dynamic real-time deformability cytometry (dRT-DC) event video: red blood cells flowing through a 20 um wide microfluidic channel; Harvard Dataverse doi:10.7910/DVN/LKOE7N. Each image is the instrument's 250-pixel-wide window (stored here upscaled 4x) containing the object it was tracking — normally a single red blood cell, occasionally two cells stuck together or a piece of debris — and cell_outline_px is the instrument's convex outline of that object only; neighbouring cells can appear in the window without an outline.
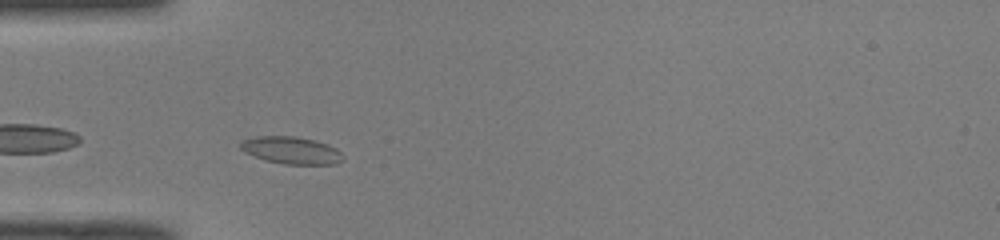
{"species": "common noctule bat (a hibernating species)", "species_latin": "Nyctalus noctula", "temperature_condition": "room temperature", "stored_images_in_passage": 29, "camera_frame_rate_fps": 3000, "um_per_image_px": 0.085, "animal": {"sex": "male", "body_mass_g": 19.0, "forearm_length_mm": 50.8}, "frame": {"image": 1, "passage_image": 2, "time_ms": 0.333, "image_size_px": [1000, 240], "cell_outline_px": [[344, 160], [336, 164], [284, 164], [264, 160], [244, 152], [240, 148], [240, 144], [244, 140], [256, 136], [292, 136], [312, 140], [328, 144], [336, 148], [344, 156]], "centroid_in_image_um": [24.77, 12.79], "position_along_channel_um": 60.2, "area_um2": 16.24}}
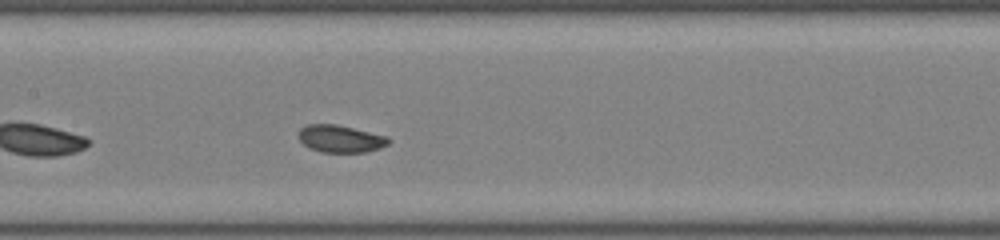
{"frame": {"image": 2, "passage_image": 11, "time_ms": 3.333, "image_size_px": [1000, 240], "cell_outline_px": [[392, 140], [388, 144], [380, 148], [364, 152], [320, 152], [304, 144], [300, 140], [300, 128], [308, 124], [336, 124], [388, 136]], "centroid_in_image_um": [28.98, 11.79], "position_along_channel_um": 178.4, "area_um2": 14.22}}
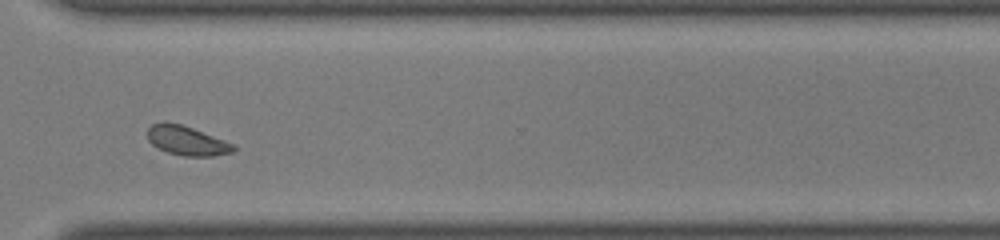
{"frame": {"image": 3, "passage_image": 24, "time_ms": 7.667, "image_size_px": [1000, 240], "cell_outline_px": [[236, 148], [232, 152], [212, 156], [184, 156], [168, 152], [156, 148], [148, 140], [148, 128], [152, 124], [164, 120], [180, 124], [192, 128], [236, 144]], "centroid_in_image_um": [15.87, 11.94], "position_along_channel_um": 354.7, "area_um2": 14.8}, "authors_computed_cell_mechanics": {"area_um2": 14.6812, "velocity_mm_per_s": 4.0471, "shape_relaxation_time_tau1_ms": 10.3771, "shape_relaxation_time_tau2_ms": 1.8968, "deformation_change_tau1": 0.0966, "deformation_change_tau2": 0.0446}}